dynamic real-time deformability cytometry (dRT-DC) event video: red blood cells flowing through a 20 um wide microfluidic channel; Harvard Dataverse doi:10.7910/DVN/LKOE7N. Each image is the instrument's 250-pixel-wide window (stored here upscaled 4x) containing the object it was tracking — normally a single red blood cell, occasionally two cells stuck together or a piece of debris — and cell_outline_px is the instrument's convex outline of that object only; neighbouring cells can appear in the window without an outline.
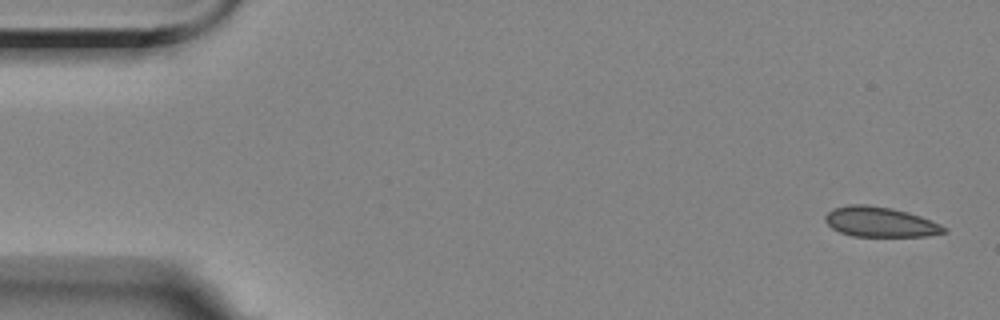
{"species": "Egyptian fruit bat (a non-hibernating species)", "species_latin": "Rousettus aegyptiacus", "temperature_condition": "room temperature", "stored_images_in_passage": 5, "camera_frame_rate_fps": 3000, "um_per_image_px": 0.085, "animal": {"sex": "female"}, "frame": {"image": 1, "passage_image": 1, "time_ms": 0.0, "image_size_px": [1000, 320], "cell_outline_px": [[948, 232], [928, 236], [852, 236], [840, 232], [832, 228], [824, 220], [824, 216], [828, 212], [836, 208], [848, 204], [864, 204], [892, 208], [908, 212], [932, 220], [948, 228]], "centroid_in_image_um": [74.84, 18.87], "position_along_channel_um": 10.2, "area_um2": 20.87}}